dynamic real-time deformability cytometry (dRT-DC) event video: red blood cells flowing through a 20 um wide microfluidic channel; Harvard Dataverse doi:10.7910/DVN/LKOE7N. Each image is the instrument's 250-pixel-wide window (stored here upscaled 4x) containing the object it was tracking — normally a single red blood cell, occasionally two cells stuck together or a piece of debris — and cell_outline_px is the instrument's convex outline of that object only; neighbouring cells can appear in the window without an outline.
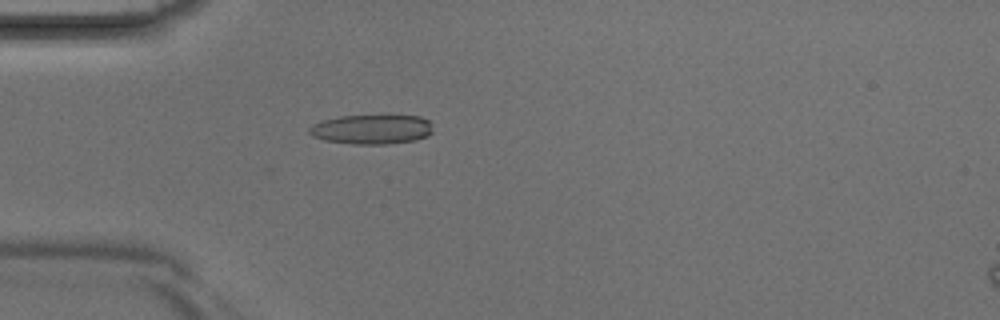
{"species": "Egyptian fruit bat (a non-hibernating species)", "species_latin": "Rousettus aegyptiacus", "temperature_condition": "room temperature", "stored_images_in_passage": 4, "camera_frame_rate_fps": 3000, "um_per_image_px": 0.085, "animal": {"sex": "male"}, "frame": {"image": 1, "passage_image": 3, "time_ms": 0.667, "image_size_px": [1000, 320], "cell_outline_px": [[432, 132], [428, 136], [416, 140], [388, 144], [352, 144], [324, 140], [312, 136], [308, 132], [308, 128], [312, 124], [324, 120], [340, 116], [420, 116], [432, 120]], "centroid_in_image_um": [31.62, 11.0], "position_along_channel_um": 53.4, "area_um2": 21.44}}